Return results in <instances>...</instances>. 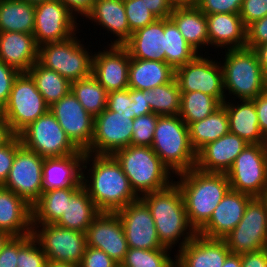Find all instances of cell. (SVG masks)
<instances>
[{
  "mask_svg": "<svg viewBox=\"0 0 267 267\" xmlns=\"http://www.w3.org/2000/svg\"><path fill=\"white\" fill-rule=\"evenodd\" d=\"M76 34L67 40L49 42L39 46L38 63L56 71L70 82L92 75L93 53L87 51Z\"/></svg>",
  "mask_w": 267,
  "mask_h": 267,
  "instance_id": "7",
  "label": "cell"
},
{
  "mask_svg": "<svg viewBox=\"0 0 267 267\" xmlns=\"http://www.w3.org/2000/svg\"><path fill=\"white\" fill-rule=\"evenodd\" d=\"M151 148L175 175L195 168L196 152L188 126L179 115L158 117Z\"/></svg>",
  "mask_w": 267,
  "mask_h": 267,
  "instance_id": "5",
  "label": "cell"
},
{
  "mask_svg": "<svg viewBox=\"0 0 267 267\" xmlns=\"http://www.w3.org/2000/svg\"><path fill=\"white\" fill-rule=\"evenodd\" d=\"M45 267H80L78 264L47 261Z\"/></svg>",
  "mask_w": 267,
  "mask_h": 267,
  "instance_id": "63",
  "label": "cell"
},
{
  "mask_svg": "<svg viewBox=\"0 0 267 267\" xmlns=\"http://www.w3.org/2000/svg\"><path fill=\"white\" fill-rule=\"evenodd\" d=\"M188 129L191 147L197 153L206 144L230 132L228 113L221 105L205 119L190 123Z\"/></svg>",
  "mask_w": 267,
  "mask_h": 267,
  "instance_id": "34",
  "label": "cell"
},
{
  "mask_svg": "<svg viewBox=\"0 0 267 267\" xmlns=\"http://www.w3.org/2000/svg\"><path fill=\"white\" fill-rule=\"evenodd\" d=\"M35 5L22 0H0V32L33 34Z\"/></svg>",
  "mask_w": 267,
  "mask_h": 267,
  "instance_id": "36",
  "label": "cell"
},
{
  "mask_svg": "<svg viewBox=\"0 0 267 267\" xmlns=\"http://www.w3.org/2000/svg\"><path fill=\"white\" fill-rule=\"evenodd\" d=\"M177 176L180 179L174 182L182 192L188 222L197 233L231 189L228 177L226 173H207L196 168Z\"/></svg>",
  "mask_w": 267,
  "mask_h": 267,
  "instance_id": "2",
  "label": "cell"
},
{
  "mask_svg": "<svg viewBox=\"0 0 267 267\" xmlns=\"http://www.w3.org/2000/svg\"><path fill=\"white\" fill-rule=\"evenodd\" d=\"M28 73L49 106L71 91V82L68 79L62 77L56 71L44 68L38 62L32 65Z\"/></svg>",
  "mask_w": 267,
  "mask_h": 267,
  "instance_id": "38",
  "label": "cell"
},
{
  "mask_svg": "<svg viewBox=\"0 0 267 267\" xmlns=\"http://www.w3.org/2000/svg\"><path fill=\"white\" fill-rule=\"evenodd\" d=\"M242 267H267V248L241 254Z\"/></svg>",
  "mask_w": 267,
  "mask_h": 267,
  "instance_id": "54",
  "label": "cell"
},
{
  "mask_svg": "<svg viewBox=\"0 0 267 267\" xmlns=\"http://www.w3.org/2000/svg\"><path fill=\"white\" fill-rule=\"evenodd\" d=\"M221 105L215 97L200 91L181 92L179 116L188 126L205 119Z\"/></svg>",
  "mask_w": 267,
  "mask_h": 267,
  "instance_id": "40",
  "label": "cell"
},
{
  "mask_svg": "<svg viewBox=\"0 0 267 267\" xmlns=\"http://www.w3.org/2000/svg\"><path fill=\"white\" fill-rule=\"evenodd\" d=\"M22 145L18 135L0 147V185L7 180L17 149Z\"/></svg>",
  "mask_w": 267,
  "mask_h": 267,
  "instance_id": "47",
  "label": "cell"
},
{
  "mask_svg": "<svg viewBox=\"0 0 267 267\" xmlns=\"http://www.w3.org/2000/svg\"><path fill=\"white\" fill-rule=\"evenodd\" d=\"M263 145H264V149H265L266 152H267V135L264 136V143H263Z\"/></svg>",
  "mask_w": 267,
  "mask_h": 267,
  "instance_id": "67",
  "label": "cell"
},
{
  "mask_svg": "<svg viewBox=\"0 0 267 267\" xmlns=\"http://www.w3.org/2000/svg\"><path fill=\"white\" fill-rule=\"evenodd\" d=\"M206 19L209 46L223 49L245 47L246 27L239 13L211 14L206 15Z\"/></svg>",
  "mask_w": 267,
  "mask_h": 267,
  "instance_id": "27",
  "label": "cell"
},
{
  "mask_svg": "<svg viewBox=\"0 0 267 267\" xmlns=\"http://www.w3.org/2000/svg\"><path fill=\"white\" fill-rule=\"evenodd\" d=\"M49 107L30 74L20 72L13 82L7 104L0 112L18 135L30 123L47 113Z\"/></svg>",
  "mask_w": 267,
  "mask_h": 267,
  "instance_id": "8",
  "label": "cell"
},
{
  "mask_svg": "<svg viewBox=\"0 0 267 267\" xmlns=\"http://www.w3.org/2000/svg\"><path fill=\"white\" fill-rule=\"evenodd\" d=\"M80 267H119V264L114 261L103 250L88 247L86 248Z\"/></svg>",
  "mask_w": 267,
  "mask_h": 267,
  "instance_id": "52",
  "label": "cell"
},
{
  "mask_svg": "<svg viewBox=\"0 0 267 267\" xmlns=\"http://www.w3.org/2000/svg\"><path fill=\"white\" fill-rule=\"evenodd\" d=\"M15 135L6 117L0 112V147L8 143Z\"/></svg>",
  "mask_w": 267,
  "mask_h": 267,
  "instance_id": "59",
  "label": "cell"
},
{
  "mask_svg": "<svg viewBox=\"0 0 267 267\" xmlns=\"http://www.w3.org/2000/svg\"><path fill=\"white\" fill-rule=\"evenodd\" d=\"M143 3L157 18H169L173 10L168 0H143Z\"/></svg>",
  "mask_w": 267,
  "mask_h": 267,
  "instance_id": "57",
  "label": "cell"
},
{
  "mask_svg": "<svg viewBox=\"0 0 267 267\" xmlns=\"http://www.w3.org/2000/svg\"><path fill=\"white\" fill-rule=\"evenodd\" d=\"M262 69H267V43L253 48Z\"/></svg>",
  "mask_w": 267,
  "mask_h": 267,
  "instance_id": "60",
  "label": "cell"
},
{
  "mask_svg": "<svg viewBox=\"0 0 267 267\" xmlns=\"http://www.w3.org/2000/svg\"><path fill=\"white\" fill-rule=\"evenodd\" d=\"M0 230L12 237L32 234V206L0 185Z\"/></svg>",
  "mask_w": 267,
  "mask_h": 267,
  "instance_id": "25",
  "label": "cell"
},
{
  "mask_svg": "<svg viewBox=\"0 0 267 267\" xmlns=\"http://www.w3.org/2000/svg\"><path fill=\"white\" fill-rule=\"evenodd\" d=\"M169 248L162 249H135L128 248L120 267H174L175 257H172Z\"/></svg>",
  "mask_w": 267,
  "mask_h": 267,
  "instance_id": "42",
  "label": "cell"
},
{
  "mask_svg": "<svg viewBox=\"0 0 267 267\" xmlns=\"http://www.w3.org/2000/svg\"><path fill=\"white\" fill-rule=\"evenodd\" d=\"M109 49L93 54L92 76L109 93L128 88L130 54L124 45H111Z\"/></svg>",
  "mask_w": 267,
  "mask_h": 267,
  "instance_id": "20",
  "label": "cell"
},
{
  "mask_svg": "<svg viewBox=\"0 0 267 267\" xmlns=\"http://www.w3.org/2000/svg\"><path fill=\"white\" fill-rule=\"evenodd\" d=\"M125 12L131 33L158 19L143 3V0H124Z\"/></svg>",
  "mask_w": 267,
  "mask_h": 267,
  "instance_id": "44",
  "label": "cell"
},
{
  "mask_svg": "<svg viewBox=\"0 0 267 267\" xmlns=\"http://www.w3.org/2000/svg\"><path fill=\"white\" fill-rule=\"evenodd\" d=\"M239 14L247 27L267 15V0H243Z\"/></svg>",
  "mask_w": 267,
  "mask_h": 267,
  "instance_id": "50",
  "label": "cell"
},
{
  "mask_svg": "<svg viewBox=\"0 0 267 267\" xmlns=\"http://www.w3.org/2000/svg\"><path fill=\"white\" fill-rule=\"evenodd\" d=\"M172 8L196 7L198 0H168Z\"/></svg>",
  "mask_w": 267,
  "mask_h": 267,
  "instance_id": "62",
  "label": "cell"
},
{
  "mask_svg": "<svg viewBox=\"0 0 267 267\" xmlns=\"http://www.w3.org/2000/svg\"><path fill=\"white\" fill-rule=\"evenodd\" d=\"M47 261L46 254L33 236L18 251L17 267H45Z\"/></svg>",
  "mask_w": 267,
  "mask_h": 267,
  "instance_id": "45",
  "label": "cell"
},
{
  "mask_svg": "<svg viewBox=\"0 0 267 267\" xmlns=\"http://www.w3.org/2000/svg\"><path fill=\"white\" fill-rule=\"evenodd\" d=\"M199 53L192 61L175 70L180 92L200 91L215 97L221 104L227 99L220 62Z\"/></svg>",
  "mask_w": 267,
  "mask_h": 267,
  "instance_id": "13",
  "label": "cell"
},
{
  "mask_svg": "<svg viewBox=\"0 0 267 267\" xmlns=\"http://www.w3.org/2000/svg\"><path fill=\"white\" fill-rule=\"evenodd\" d=\"M71 142L86 151L93 139L94 117L89 114L76 96L70 91L49 107Z\"/></svg>",
  "mask_w": 267,
  "mask_h": 267,
  "instance_id": "17",
  "label": "cell"
},
{
  "mask_svg": "<svg viewBox=\"0 0 267 267\" xmlns=\"http://www.w3.org/2000/svg\"><path fill=\"white\" fill-rule=\"evenodd\" d=\"M251 198L249 194L230 189L197 234L206 238L224 239L242 219Z\"/></svg>",
  "mask_w": 267,
  "mask_h": 267,
  "instance_id": "21",
  "label": "cell"
},
{
  "mask_svg": "<svg viewBox=\"0 0 267 267\" xmlns=\"http://www.w3.org/2000/svg\"><path fill=\"white\" fill-rule=\"evenodd\" d=\"M18 136L25 148L44 158L64 157L79 151L50 110L30 123Z\"/></svg>",
  "mask_w": 267,
  "mask_h": 267,
  "instance_id": "9",
  "label": "cell"
},
{
  "mask_svg": "<svg viewBox=\"0 0 267 267\" xmlns=\"http://www.w3.org/2000/svg\"><path fill=\"white\" fill-rule=\"evenodd\" d=\"M22 1H26V2L31 3L33 5H37V4L44 3L45 1H49V0H22Z\"/></svg>",
  "mask_w": 267,
  "mask_h": 267,
  "instance_id": "66",
  "label": "cell"
},
{
  "mask_svg": "<svg viewBox=\"0 0 267 267\" xmlns=\"http://www.w3.org/2000/svg\"><path fill=\"white\" fill-rule=\"evenodd\" d=\"M117 214L123 225L128 248H166L158 238L151 211L141 198L118 210Z\"/></svg>",
  "mask_w": 267,
  "mask_h": 267,
  "instance_id": "18",
  "label": "cell"
},
{
  "mask_svg": "<svg viewBox=\"0 0 267 267\" xmlns=\"http://www.w3.org/2000/svg\"><path fill=\"white\" fill-rule=\"evenodd\" d=\"M165 62L174 70L192 61L197 52L170 18H164Z\"/></svg>",
  "mask_w": 267,
  "mask_h": 267,
  "instance_id": "37",
  "label": "cell"
},
{
  "mask_svg": "<svg viewBox=\"0 0 267 267\" xmlns=\"http://www.w3.org/2000/svg\"><path fill=\"white\" fill-rule=\"evenodd\" d=\"M159 115L149 113L134 118L131 145L151 147Z\"/></svg>",
  "mask_w": 267,
  "mask_h": 267,
  "instance_id": "43",
  "label": "cell"
},
{
  "mask_svg": "<svg viewBox=\"0 0 267 267\" xmlns=\"http://www.w3.org/2000/svg\"><path fill=\"white\" fill-rule=\"evenodd\" d=\"M267 43V15L246 27L245 47L253 49Z\"/></svg>",
  "mask_w": 267,
  "mask_h": 267,
  "instance_id": "53",
  "label": "cell"
},
{
  "mask_svg": "<svg viewBox=\"0 0 267 267\" xmlns=\"http://www.w3.org/2000/svg\"><path fill=\"white\" fill-rule=\"evenodd\" d=\"M85 233L88 247L103 250L121 264L128 251V244L117 212H100Z\"/></svg>",
  "mask_w": 267,
  "mask_h": 267,
  "instance_id": "19",
  "label": "cell"
},
{
  "mask_svg": "<svg viewBox=\"0 0 267 267\" xmlns=\"http://www.w3.org/2000/svg\"><path fill=\"white\" fill-rule=\"evenodd\" d=\"M73 14L85 17L92 9L95 0H60Z\"/></svg>",
  "mask_w": 267,
  "mask_h": 267,
  "instance_id": "58",
  "label": "cell"
},
{
  "mask_svg": "<svg viewBox=\"0 0 267 267\" xmlns=\"http://www.w3.org/2000/svg\"><path fill=\"white\" fill-rule=\"evenodd\" d=\"M80 187L52 189L42 192L38 201L32 206V225L55 224L67 206V200Z\"/></svg>",
  "mask_w": 267,
  "mask_h": 267,
  "instance_id": "35",
  "label": "cell"
},
{
  "mask_svg": "<svg viewBox=\"0 0 267 267\" xmlns=\"http://www.w3.org/2000/svg\"><path fill=\"white\" fill-rule=\"evenodd\" d=\"M233 254L267 248V203L252 197L238 225L224 238Z\"/></svg>",
  "mask_w": 267,
  "mask_h": 267,
  "instance_id": "11",
  "label": "cell"
},
{
  "mask_svg": "<svg viewBox=\"0 0 267 267\" xmlns=\"http://www.w3.org/2000/svg\"><path fill=\"white\" fill-rule=\"evenodd\" d=\"M107 109L123 115H131L136 118L135 101L131 100L130 89L112 91L108 93Z\"/></svg>",
  "mask_w": 267,
  "mask_h": 267,
  "instance_id": "46",
  "label": "cell"
},
{
  "mask_svg": "<svg viewBox=\"0 0 267 267\" xmlns=\"http://www.w3.org/2000/svg\"><path fill=\"white\" fill-rule=\"evenodd\" d=\"M169 18L197 52L201 47L209 46L206 15L197 6L173 8Z\"/></svg>",
  "mask_w": 267,
  "mask_h": 267,
  "instance_id": "32",
  "label": "cell"
},
{
  "mask_svg": "<svg viewBox=\"0 0 267 267\" xmlns=\"http://www.w3.org/2000/svg\"><path fill=\"white\" fill-rule=\"evenodd\" d=\"M140 198L151 211L158 238L164 247L172 250V245L182 239L179 244L181 249L197 234L188 222L183 195L175 182L163 190L146 193Z\"/></svg>",
  "mask_w": 267,
  "mask_h": 267,
  "instance_id": "3",
  "label": "cell"
},
{
  "mask_svg": "<svg viewBox=\"0 0 267 267\" xmlns=\"http://www.w3.org/2000/svg\"><path fill=\"white\" fill-rule=\"evenodd\" d=\"M231 190L262 197L267 191V152L263 144H247L226 173Z\"/></svg>",
  "mask_w": 267,
  "mask_h": 267,
  "instance_id": "10",
  "label": "cell"
},
{
  "mask_svg": "<svg viewBox=\"0 0 267 267\" xmlns=\"http://www.w3.org/2000/svg\"><path fill=\"white\" fill-rule=\"evenodd\" d=\"M222 104L228 113L230 133L236 134L248 144H263L264 136L259 129L258 115L253 100H240Z\"/></svg>",
  "mask_w": 267,
  "mask_h": 267,
  "instance_id": "30",
  "label": "cell"
},
{
  "mask_svg": "<svg viewBox=\"0 0 267 267\" xmlns=\"http://www.w3.org/2000/svg\"><path fill=\"white\" fill-rule=\"evenodd\" d=\"M133 121L131 115H123L107 108L94 117V133L90 154L113 155L117 150L131 145Z\"/></svg>",
  "mask_w": 267,
  "mask_h": 267,
  "instance_id": "15",
  "label": "cell"
},
{
  "mask_svg": "<svg viewBox=\"0 0 267 267\" xmlns=\"http://www.w3.org/2000/svg\"><path fill=\"white\" fill-rule=\"evenodd\" d=\"M85 151L64 157L44 158L42 167L43 192L52 189L81 187Z\"/></svg>",
  "mask_w": 267,
  "mask_h": 267,
  "instance_id": "24",
  "label": "cell"
},
{
  "mask_svg": "<svg viewBox=\"0 0 267 267\" xmlns=\"http://www.w3.org/2000/svg\"><path fill=\"white\" fill-rule=\"evenodd\" d=\"M263 87L265 92H267V69H263Z\"/></svg>",
  "mask_w": 267,
  "mask_h": 267,
  "instance_id": "65",
  "label": "cell"
},
{
  "mask_svg": "<svg viewBox=\"0 0 267 267\" xmlns=\"http://www.w3.org/2000/svg\"><path fill=\"white\" fill-rule=\"evenodd\" d=\"M124 46L131 58L165 62L164 18L132 33Z\"/></svg>",
  "mask_w": 267,
  "mask_h": 267,
  "instance_id": "28",
  "label": "cell"
},
{
  "mask_svg": "<svg viewBox=\"0 0 267 267\" xmlns=\"http://www.w3.org/2000/svg\"><path fill=\"white\" fill-rule=\"evenodd\" d=\"M85 17L118 37L113 42L110 41L111 45H124L132 35L124 0H95L91 11Z\"/></svg>",
  "mask_w": 267,
  "mask_h": 267,
  "instance_id": "29",
  "label": "cell"
},
{
  "mask_svg": "<svg viewBox=\"0 0 267 267\" xmlns=\"http://www.w3.org/2000/svg\"><path fill=\"white\" fill-rule=\"evenodd\" d=\"M222 267H242L241 254L230 253Z\"/></svg>",
  "mask_w": 267,
  "mask_h": 267,
  "instance_id": "61",
  "label": "cell"
},
{
  "mask_svg": "<svg viewBox=\"0 0 267 267\" xmlns=\"http://www.w3.org/2000/svg\"><path fill=\"white\" fill-rule=\"evenodd\" d=\"M223 60L224 90L240 100H253L265 92L263 69L251 48L227 49Z\"/></svg>",
  "mask_w": 267,
  "mask_h": 267,
  "instance_id": "6",
  "label": "cell"
},
{
  "mask_svg": "<svg viewBox=\"0 0 267 267\" xmlns=\"http://www.w3.org/2000/svg\"><path fill=\"white\" fill-rule=\"evenodd\" d=\"M19 73L17 69L0 61V111L7 104L13 82Z\"/></svg>",
  "mask_w": 267,
  "mask_h": 267,
  "instance_id": "51",
  "label": "cell"
},
{
  "mask_svg": "<svg viewBox=\"0 0 267 267\" xmlns=\"http://www.w3.org/2000/svg\"><path fill=\"white\" fill-rule=\"evenodd\" d=\"M258 115L259 129L263 136L267 135V92L259 94L253 99Z\"/></svg>",
  "mask_w": 267,
  "mask_h": 267,
  "instance_id": "56",
  "label": "cell"
},
{
  "mask_svg": "<svg viewBox=\"0 0 267 267\" xmlns=\"http://www.w3.org/2000/svg\"><path fill=\"white\" fill-rule=\"evenodd\" d=\"M100 213L86 189L81 186L67 200L65 212L56 225L85 233L95 217Z\"/></svg>",
  "mask_w": 267,
  "mask_h": 267,
  "instance_id": "33",
  "label": "cell"
},
{
  "mask_svg": "<svg viewBox=\"0 0 267 267\" xmlns=\"http://www.w3.org/2000/svg\"><path fill=\"white\" fill-rule=\"evenodd\" d=\"M248 143L233 133L206 144L196 153L195 168L207 173H227Z\"/></svg>",
  "mask_w": 267,
  "mask_h": 267,
  "instance_id": "23",
  "label": "cell"
},
{
  "mask_svg": "<svg viewBox=\"0 0 267 267\" xmlns=\"http://www.w3.org/2000/svg\"><path fill=\"white\" fill-rule=\"evenodd\" d=\"M32 236L11 237L0 252V267H17L18 251Z\"/></svg>",
  "mask_w": 267,
  "mask_h": 267,
  "instance_id": "48",
  "label": "cell"
},
{
  "mask_svg": "<svg viewBox=\"0 0 267 267\" xmlns=\"http://www.w3.org/2000/svg\"><path fill=\"white\" fill-rule=\"evenodd\" d=\"M7 232L0 230V252L3 246L7 243V241L11 238Z\"/></svg>",
  "mask_w": 267,
  "mask_h": 267,
  "instance_id": "64",
  "label": "cell"
},
{
  "mask_svg": "<svg viewBox=\"0 0 267 267\" xmlns=\"http://www.w3.org/2000/svg\"><path fill=\"white\" fill-rule=\"evenodd\" d=\"M113 156L139 197L163 190L173 183L174 179L170 178L173 177L171 171L151 147L130 145L117 150Z\"/></svg>",
  "mask_w": 267,
  "mask_h": 267,
  "instance_id": "4",
  "label": "cell"
},
{
  "mask_svg": "<svg viewBox=\"0 0 267 267\" xmlns=\"http://www.w3.org/2000/svg\"><path fill=\"white\" fill-rule=\"evenodd\" d=\"M38 48L33 34L0 32V61L19 72H28L38 61Z\"/></svg>",
  "mask_w": 267,
  "mask_h": 267,
  "instance_id": "26",
  "label": "cell"
},
{
  "mask_svg": "<svg viewBox=\"0 0 267 267\" xmlns=\"http://www.w3.org/2000/svg\"><path fill=\"white\" fill-rule=\"evenodd\" d=\"M89 162L90 177L84 174ZM82 169V186L100 212H117L140 198L113 155L85 153Z\"/></svg>",
  "mask_w": 267,
  "mask_h": 267,
  "instance_id": "1",
  "label": "cell"
},
{
  "mask_svg": "<svg viewBox=\"0 0 267 267\" xmlns=\"http://www.w3.org/2000/svg\"><path fill=\"white\" fill-rule=\"evenodd\" d=\"M231 253L224 239L196 234L175 255L177 267H222Z\"/></svg>",
  "mask_w": 267,
  "mask_h": 267,
  "instance_id": "22",
  "label": "cell"
},
{
  "mask_svg": "<svg viewBox=\"0 0 267 267\" xmlns=\"http://www.w3.org/2000/svg\"><path fill=\"white\" fill-rule=\"evenodd\" d=\"M243 0H198L197 7L205 14L239 13Z\"/></svg>",
  "mask_w": 267,
  "mask_h": 267,
  "instance_id": "49",
  "label": "cell"
},
{
  "mask_svg": "<svg viewBox=\"0 0 267 267\" xmlns=\"http://www.w3.org/2000/svg\"><path fill=\"white\" fill-rule=\"evenodd\" d=\"M262 197L265 200V202L267 203V191H266V193Z\"/></svg>",
  "mask_w": 267,
  "mask_h": 267,
  "instance_id": "68",
  "label": "cell"
},
{
  "mask_svg": "<svg viewBox=\"0 0 267 267\" xmlns=\"http://www.w3.org/2000/svg\"><path fill=\"white\" fill-rule=\"evenodd\" d=\"M175 77V70L166 62L140 60L130 57L128 88L137 90L154 89Z\"/></svg>",
  "mask_w": 267,
  "mask_h": 267,
  "instance_id": "31",
  "label": "cell"
},
{
  "mask_svg": "<svg viewBox=\"0 0 267 267\" xmlns=\"http://www.w3.org/2000/svg\"><path fill=\"white\" fill-rule=\"evenodd\" d=\"M32 235L53 262L79 265L87 248L86 233L56 224L32 225Z\"/></svg>",
  "mask_w": 267,
  "mask_h": 267,
  "instance_id": "12",
  "label": "cell"
},
{
  "mask_svg": "<svg viewBox=\"0 0 267 267\" xmlns=\"http://www.w3.org/2000/svg\"><path fill=\"white\" fill-rule=\"evenodd\" d=\"M44 157L21 145L15 154L7 180L2 185L33 206L43 192Z\"/></svg>",
  "mask_w": 267,
  "mask_h": 267,
  "instance_id": "14",
  "label": "cell"
},
{
  "mask_svg": "<svg viewBox=\"0 0 267 267\" xmlns=\"http://www.w3.org/2000/svg\"><path fill=\"white\" fill-rule=\"evenodd\" d=\"M130 97L132 101H135L136 118L152 113L148 104V90L130 89Z\"/></svg>",
  "mask_w": 267,
  "mask_h": 267,
  "instance_id": "55",
  "label": "cell"
},
{
  "mask_svg": "<svg viewBox=\"0 0 267 267\" xmlns=\"http://www.w3.org/2000/svg\"><path fill=\"white\" fill-rule=\"evenodd\" d=\"M71 91L93 117L107 108L108 92L92 75L71 82Z\"/></svg>",
  "mask_w": 267,
  "mask_h": 267,
  "instance_id": "39",
  "label": "cell"
},
{
  "mask_svg": "<svg viewBox=\"0 0 267 267\" xmlns=\"http://www.w3.org/2000/svg\"><path fill=\"white\" fill-rule=\"evenodd\" d=\"M60 0H49L35 5L33 35L38 46L49 42H60L77 34L79 23ZM77 25V26H76Z\"/></svg>",
  "mask_w": 267,
  "mask_h": 267,
  "instance_id": "16",
  "label": "cell"
},
{
  "mask_svg": "<svg viewBox=\"0 0 267 267\" xmlns=\"http://www.w3.org/2000/svg\"><path fill=\"white\" fill-rule=\"evenodd\" d=\"M181 92L175 77L164 85L148 90V104L152 113L174 116L180 113Z\"/></svg>",
  "mask_w": 267,
  "mask_h": 267,
  "instance_id": "41",
  "label": "cell"
}]
</instances>
